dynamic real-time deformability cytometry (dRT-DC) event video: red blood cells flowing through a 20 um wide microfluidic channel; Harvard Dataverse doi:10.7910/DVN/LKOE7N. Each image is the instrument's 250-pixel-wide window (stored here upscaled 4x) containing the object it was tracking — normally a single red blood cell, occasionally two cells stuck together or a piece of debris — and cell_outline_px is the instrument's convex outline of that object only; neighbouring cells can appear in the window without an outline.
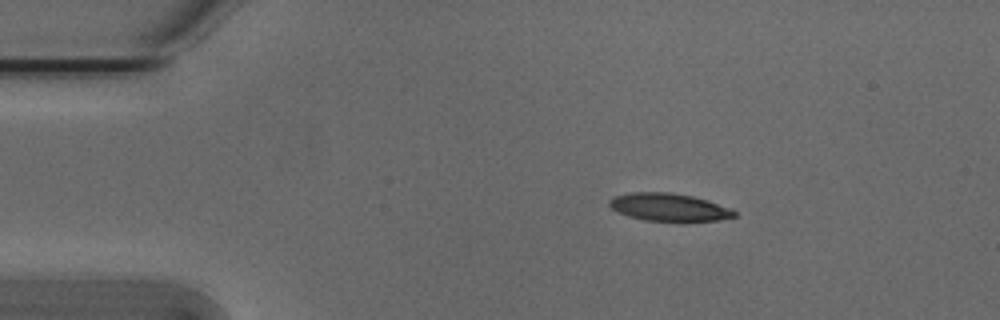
{"species": "Egyptian fruit bat (a non-hibernating species)", "species_latin": "Rousettus aegyptiacus", "temperature_condition": "cold", "stored_images_in_passage": 11, "camera_frame_rate_fps": 3000, "um_per_image_px": 0.085, "animal": {"sex": "male"}, "frame": {"image": 1, "passage_image": 1, "time_ms": 0.0, "image_size_px": [1000, 320], "cell_outline_px": [[736, 216], [716, 220], [644, 220], [628, 216], [612, 208], [608, 204], [608, 200], [612, 196], [632, 192], [672, 192], [692, 196], [732, 208], [736, 212]], "centroid_in_image_um": [56.82, 17.59], "position_along_channel_um": 28.2, "area_um2": 19.88}}
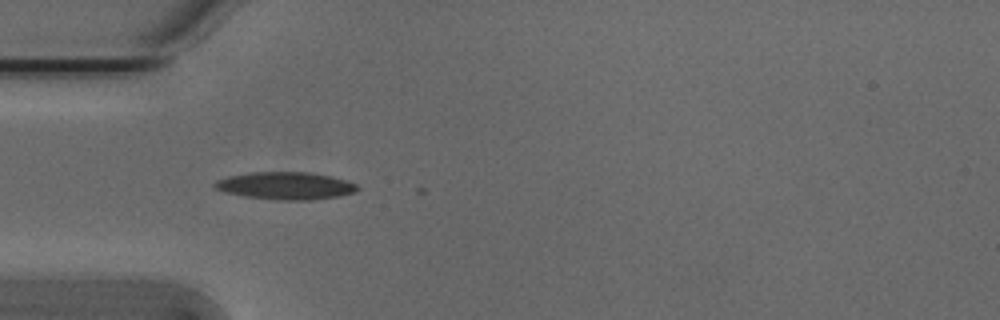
{"frame": {"image": 2, "passage_image": 8, "time_ms": 2.333, "image_size_px": [1000, 320], "cell_outline_px": [[360, 188], [352, 192], [340, 196], [312, 200], [276, 200], [244, 196], [224, 192], [212, 188], [212, 184], [216, 180], [228, 176], [252, 172], [308, 172], [332, 176], [356, 184]], "centroid_in_image_um": [24.22, 15.79], "position_along_channel_um": 60.8, "area_um2": 22.95}}